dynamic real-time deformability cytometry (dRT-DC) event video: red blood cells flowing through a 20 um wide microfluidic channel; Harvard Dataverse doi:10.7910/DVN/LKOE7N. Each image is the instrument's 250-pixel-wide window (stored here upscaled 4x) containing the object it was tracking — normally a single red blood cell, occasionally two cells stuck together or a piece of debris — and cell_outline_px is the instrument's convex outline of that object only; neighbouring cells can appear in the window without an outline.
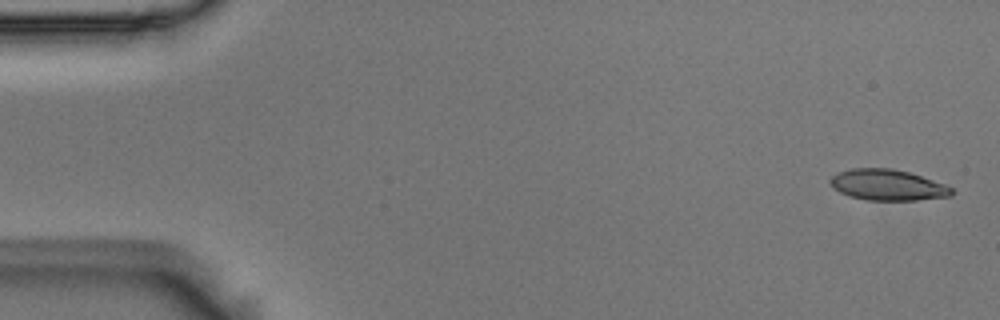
{"species": "Egyptian fruit bat (a non-hibernating species)", "species_latin": "Rousettus aegyptiacus", "temperature_condition": "room temperature", "stored_images_in_passage": 53, "camera_frame_rate_fps": 3000, "um_per_image_px": 0.085, "animal": {"sex": "male"}, "frame": {"image": 1, "passage_image": 2, "time_ms": 0.333, "image_size_px": [1000, 320], "cell_outline_px": [[956, 192], [952, 196], [916, 200], [868, 200], [852, 196], [840, 192], [832, 188], [828, 180], [832, 176], [840, 172], [852, 168], [892, 168], [908, 172], [944, 184], [952, 188]], "centroid_in_image_um": [75.45, 15.72], "position_along_channel_um": 9.5, "area_um2": 21.79}}
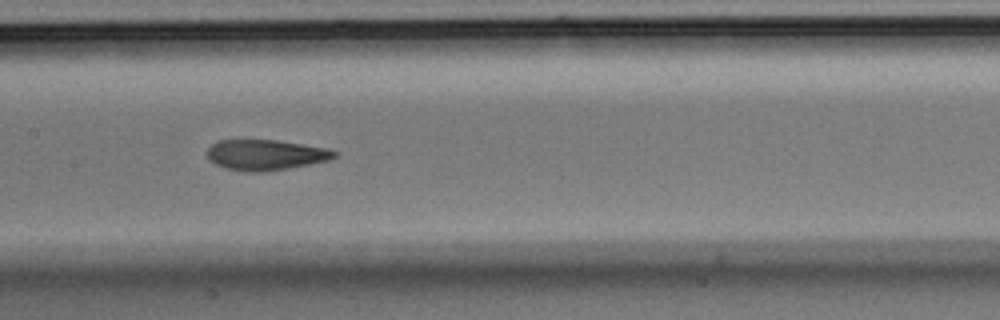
{"frame": {"image": 2, "passage_image": 27, "time_ms": 8.667, "image_size_px": [1000, 320], "cell_outline_px": [[340, 152], [336, 156], [328, 160], [288, 168], [264, 172], [244, 172], [228, 168], [216, 164], [208, 160], [208, 148], [212, 144], [220, 140], [276, 140], [328, 148]], "centroid_in_image_um": [22.59, 13.16], "position_along_channel_um": 184.8, "area_um2": 22.54}}
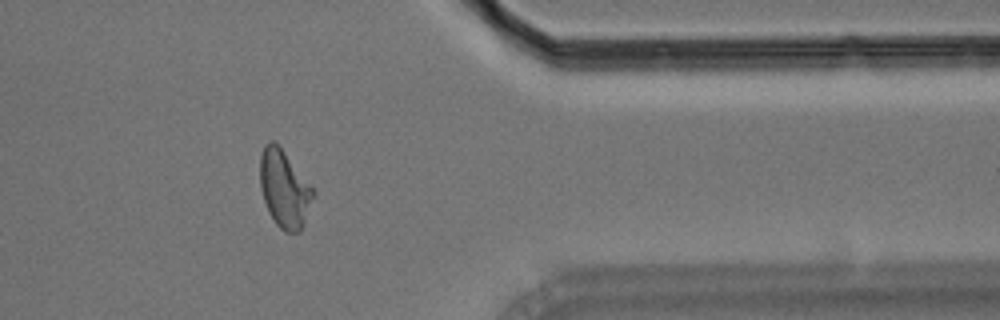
{"frame": {"image": 3, "passage_image": 45, "time_ms": 14.667, "image_size_px": [1000, 320], "cell_outline_px": [[316, 192], [304, 224], [300, 232], [284, 232], [276, 224], [268, 212], [260, 188], [260, 156], [264, 144], [268, 140], [272, 140], [284, 152]], "centroid_in_image_um": [24.16, 16.08], "position_along_channel_um": 387.2, "area_um2": 23.87}, "authors_computed_cell_mechanics": {"area_um2": 22.7732, "velocity_mm_per_s": 3.6526, "shape_relaxation_time_tau1_ms": 8.4572, "shape_relaxation_time_tau2_ms": 1.6157, "deformation_change_tau1": 0.2355, "deformation_change_tau2": 0.088}}